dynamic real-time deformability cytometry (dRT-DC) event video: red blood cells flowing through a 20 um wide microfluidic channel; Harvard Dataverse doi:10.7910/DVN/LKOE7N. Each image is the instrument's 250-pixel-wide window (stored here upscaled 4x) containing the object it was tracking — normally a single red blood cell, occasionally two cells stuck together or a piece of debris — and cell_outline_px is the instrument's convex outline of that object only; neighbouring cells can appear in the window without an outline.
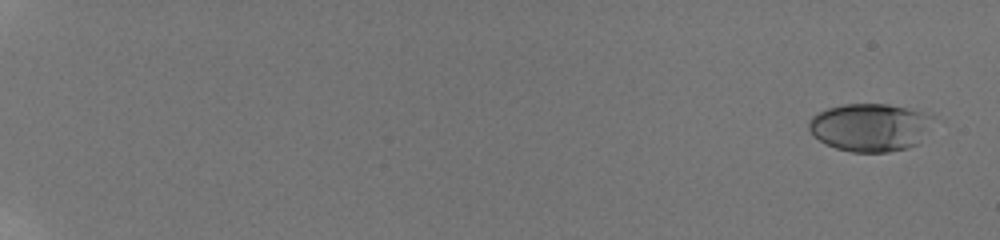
{"species": "human", "species_latin": "Homo sapiens", "temperature_condition": "room temperature", "stored_images_in_passage": 39, "camera_frame_rate_fps": 3000, "um_per_image_px": 0.085, "donor": {"sex": "male"}, "frame": {"image": 1, "passage_image": 1, "time_ms": 0.0, "image_size_px": [1000, 240], "cell_outline_px": [[936, 116], [920, 144], [888, 152], [852, 152], [836, 148], [820, 140], [808, 128], [808, 120], [816, 112], [828, 108], [844, 104], [888, 104], [908, 108]], "centroid_in_image_um": [73.98, 10.81], "position_along_channel_um": 11.0, "area_um2": 34.85}}
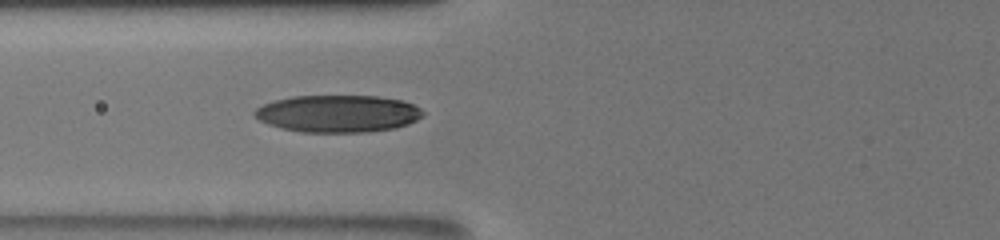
{"frame": {"image": 2, "passage_image": 17, "time_ms": 8.333, "image_size_px": [1000, 240], "cell_outline_px": [[424, 116], [408, 124], [392, 128], [364, 132], [300, 132], [268, 124], [260, 120], [252, 112], [256, 108], [264, 104], [276, 100], [292, 96], [376, 96], [400, 100], [412, 104], [420, 108], [424, 112]], "centroid_in_image_um": [28.72, 9.65], "position_along_channel_um": 97.1, "area_um2": 36.24}}
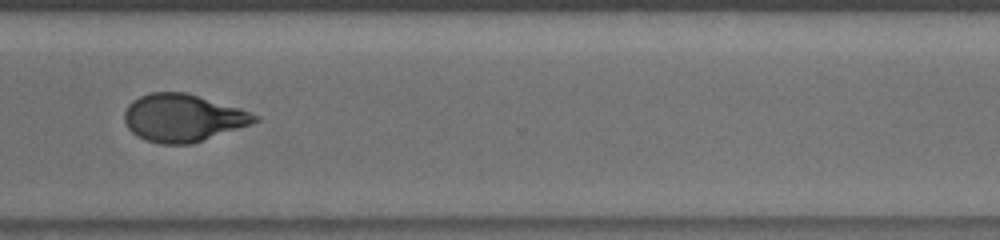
{"frame": {"image": 3, "passage_image": 33, "time_ms": 15.0, "image_size_px": [1000, 240], "cell_outline_px": [[260, 120], [192, 144], [160, 144], [136, 136], [128, 128], [124, 120], [124, 112], [128, 104], [132, 100], [148, 92], [184, 92], [240, 108], [260, 116]], "centroid_in_image_um": [15.5, 10.01], "position_along_channel_um": 355.1, "area_um2": 35.89}, "authors_computed_cell_mechanics": {"area_um2": 35.4892, "velocity_mm_per_s": 3.8707, "shape_relaxation_time_tau1_ms": 6.1357, "shape_relaxation_time_tau2_ms": 1.7843, "deformation_change_tau1": 0.2151, "deformation_change_tau2": 0.0697}}